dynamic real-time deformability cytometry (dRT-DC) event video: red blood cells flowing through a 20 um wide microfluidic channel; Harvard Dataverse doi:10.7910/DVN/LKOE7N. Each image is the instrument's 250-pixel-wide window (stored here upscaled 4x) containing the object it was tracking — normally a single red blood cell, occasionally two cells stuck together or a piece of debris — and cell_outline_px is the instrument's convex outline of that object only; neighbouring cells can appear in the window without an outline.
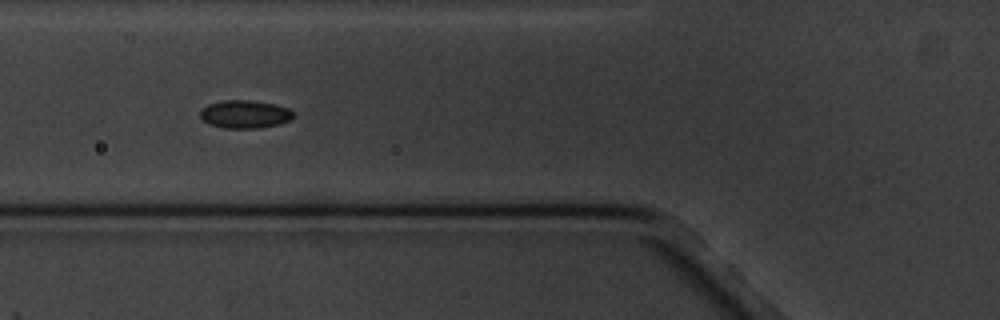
{"species": "common noctule bat (a hibernating species)", "species_latin": "Nyctalus noctula", "temperature_condition": "cold", "stored_images_in_passage": 7, "camera_frame_rate_fps": 3000, "um_per_image_px": 0.085, "animal": {"sex": "male", "body_mass_g": 20.1, "forearm_length_mm": 53.5}, "frame": {"image": 1, "passage_image": 6, "time_ms": 6.0, "image_size_px": [1000, 320], "cell_outline_px": [[296, 116], [292, 120], [260, 128], [224, 128], [212, 124], [204, 120], [200, 116], [200, 112], [208, 104], [224, 100], [248, 100], [272, 104], [288, 108]], "centroid_in_image_um": [20.84, 9.71], "position_along_channel_um": 105.0, "area_um2": 14.97}}
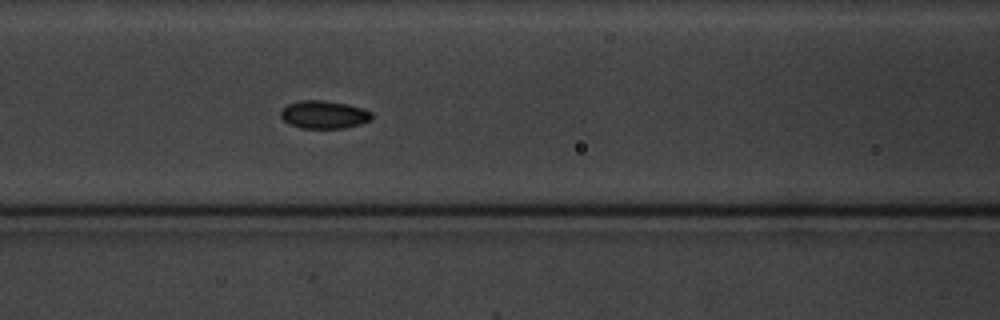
{"frame": {"image": 2, "passage_image": 7, "time_ms": 7.0, "image_size_px": [1000, 320], "cell_outline_px": [[372, 120], [360, 124], [344, 128], [300, 128], [284, 120], [280, 116], [280, 112], [288, 104], [300, 100], [324, 100], [364, 108], [372, 112]], "centroid_in_image_um": [27.56, 9.74], "position_along_channel_um": 139.0, "area_um2": 14.74}}